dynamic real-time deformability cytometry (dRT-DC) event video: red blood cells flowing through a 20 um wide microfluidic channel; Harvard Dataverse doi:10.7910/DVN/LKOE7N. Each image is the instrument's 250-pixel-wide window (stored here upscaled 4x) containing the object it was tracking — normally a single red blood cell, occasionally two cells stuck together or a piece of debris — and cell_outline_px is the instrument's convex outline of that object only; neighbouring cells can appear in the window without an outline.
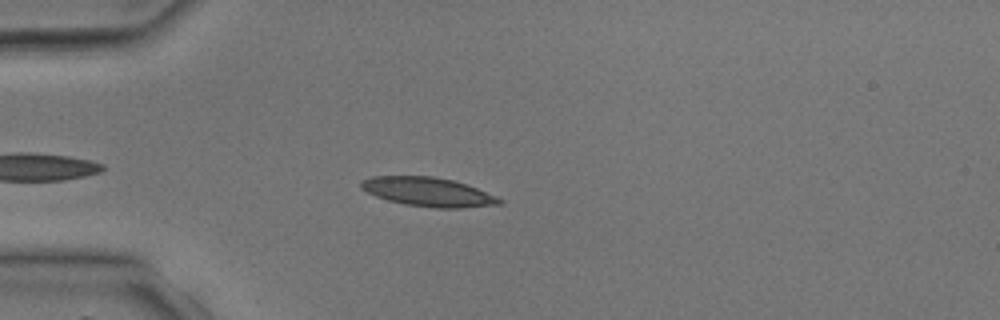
{"species": "common noctule bat (a hibernating species)", "species_latin": "Nyctalus noctula", "temperature_condition": "room temperature", "stored_images_in_passage": 3, "camera_frame_rate_fps": 3000, "um_per_image_px": 0.085, "animal": {"sex": "male", "body_mass_g": 17.9, "forearm_length_mm": 54.2}, "frame": {"image": 1, "passage_image": 3, "time_ms": 3.0, "image_size_px": [1000, 320], "cell_outline_px": [[504, 204], [460, 208], [436, 208], [404, 204], [388, 200], [376, 196], [360, 188], [360, 180], [372, 176], [432, 176], [452, 180], [476, 188], [496, 196], [504, 200]], "centroid_in_image_um": [36.38, 16.31], "position_along_channel_um": 48.6, "area_um2": 23.35}}